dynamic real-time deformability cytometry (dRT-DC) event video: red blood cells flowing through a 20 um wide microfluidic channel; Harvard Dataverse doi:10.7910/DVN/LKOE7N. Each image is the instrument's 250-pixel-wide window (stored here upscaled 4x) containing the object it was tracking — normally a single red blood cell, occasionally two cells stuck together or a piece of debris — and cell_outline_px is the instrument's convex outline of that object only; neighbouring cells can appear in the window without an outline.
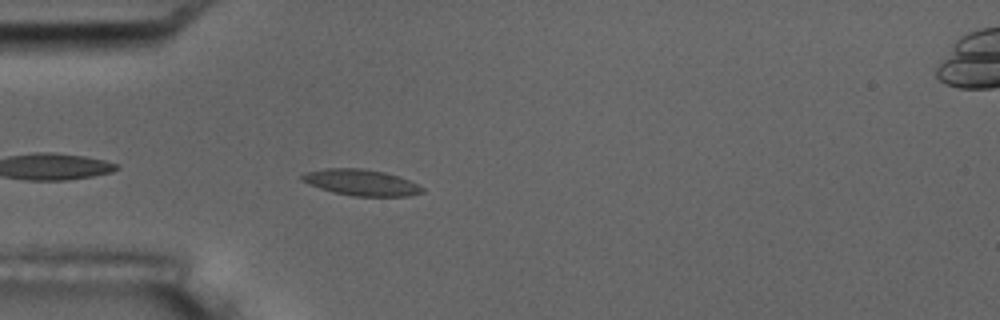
{"species": "common noctule bat (a hibernating species)", "species_latin": "Nyctalus noctula", "temperature_condition": "room temperature", "stored_images_in_passage": 4, "camera_frame_rate_fps": 3000, "um_per_image_px": 0.085, "animal": {"sex": "male", "body_mass_g": 17.5, "forearm_length_mm": 52.3}, "frame": {"image": 1, "passage_image": 4, "time_ms": 3.333, "image_size_px": [1000, 320], "cell_outline_px": [[424, 192], [408, 196], [352, 196], [332, 192], [320, 188], [300, 180], [300, 176], [304, 172], [328, 168], [364, 168], [384, 172], [408, 180], [424, 188]], "centroid_in_image_um": [30.66, 15.51], "position_along_channel_um": 54.3, "area_um2": 18.26}}